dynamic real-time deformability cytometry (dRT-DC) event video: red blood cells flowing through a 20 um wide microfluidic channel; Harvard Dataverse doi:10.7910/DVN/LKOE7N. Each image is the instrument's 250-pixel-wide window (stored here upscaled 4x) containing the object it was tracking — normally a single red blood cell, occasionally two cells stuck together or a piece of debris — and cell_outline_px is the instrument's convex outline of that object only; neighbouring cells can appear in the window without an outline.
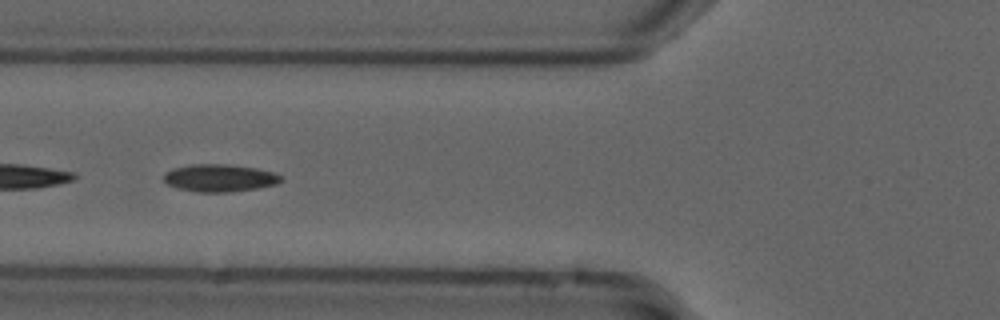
{"species": "common noctule bat (a hibernating species)", "species_latin": "Nyctalus noctula", "temperature_condition": "cold", "stored_images_in_passage": 28, "camera_frame_rate_fps": 3000, "um_per_image_px": 0.085, "animal": {"sex": "male", "forearm_length_mm": 52.5}, "frame": {"image": 1, "passage_image": 9, "time_ms": 2.667, "image_size_px": [1000, 320], "cell_outline_px": [[284, 180], [276, 184], [256, 188], [232, 192], [200, 192], [176, 188], [168, 184], [164, 180], [164, 172], [172, 168], [192, 164], [228, 164], [256, 168], [272, 172], [284, 176]], "centroid_in_image_um": [18.67, 15.12], "position_along_channel_um": 107.1, "area_um2": 18.9}}
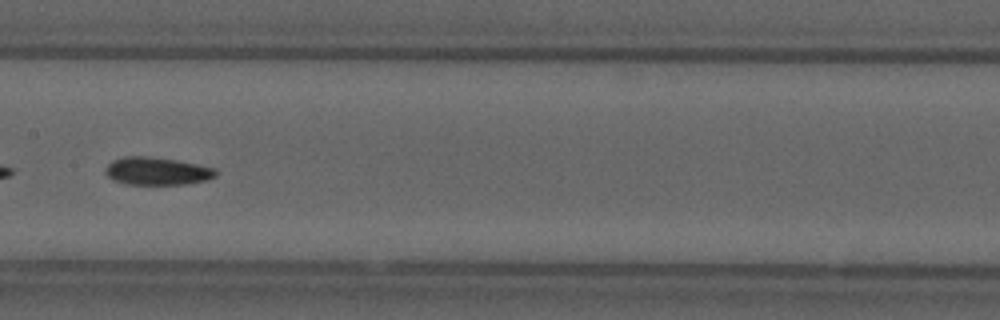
{"frame": {"image": 2, "passage_image": 16, "time_ms": 5.0, "image_size_px": [1000, 320], "cell_outline_px": [[216, 176], [204, 180], [184, 184], [124, 184], [112, 180], [104, 172], [104, 168], [112, 160], [124, 156], [148, 156], [176, 160], [216, 168]], "centroid_in_image_um": [13.28, 14.54], "position_along_channel_um": 194.1, "area_um2": 17.86}}